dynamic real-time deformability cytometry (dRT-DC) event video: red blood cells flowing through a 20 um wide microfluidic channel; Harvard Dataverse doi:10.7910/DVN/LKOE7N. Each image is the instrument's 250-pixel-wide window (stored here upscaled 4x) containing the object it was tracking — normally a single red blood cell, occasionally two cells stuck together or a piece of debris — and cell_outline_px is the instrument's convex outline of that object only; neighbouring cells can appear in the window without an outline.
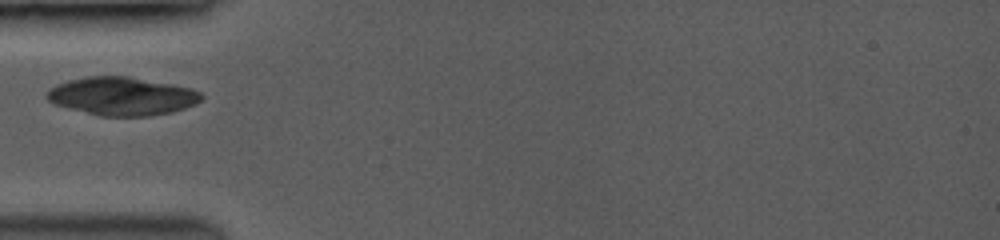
{"species": "common noctule bat (a hibernating species)", "species_latin": "Nyctalus noctula", "temperature_condition": "room temperature", "stored_images_in_passage": 26, "camera_frame_rate_fps": 3500, "um_per_image_px": 0.085, "animal": {"sex": "female", "body_mass_g": 19.0, "forearm_length_mm": 53.3}, "frame": {"image": 1, "passage_image": 1, "time_ms": 0.0, "image_size_px": [1000, 240], "cell_outline_px": [[204, 96], [200, 100], [184, 108], [172, 112], [148, 116], [100, 116], [56, 104], [48, 100], [48, 92], [56, 84], [68, 80], [88, 76], [128, 76], [188, 88], [200, 92]], "centroid_in_image_um": [10.36, 8.17], "position_along_channel_um": 74.6, "area_um2": 33.76}}
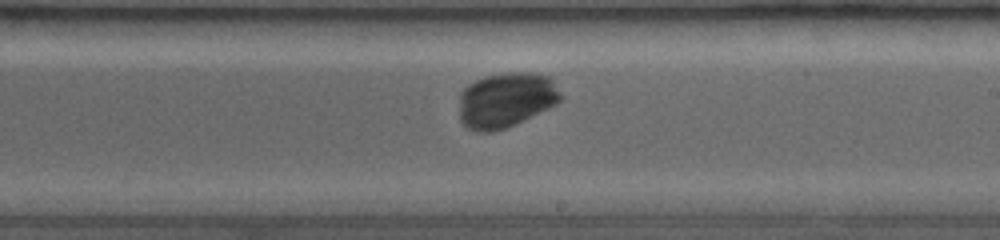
{"frame": {"image": 2, "passage_image": 14, "time_ms": 4.286, "image_size_px": [1000, 240], "cell_outline_px": [[560, 100], [508, 128], [492, 132], [476, 132], [468, 128], [460, 120], [460, 92], [468, 84], [484, 76], [504, 72], [532, 72], [548, 76], [552, 80], [560, 92]], "centroid_in_image_um": [42.95, 8.49], "position_along_channel_um": 246.0, "area_um2": 32.43}}
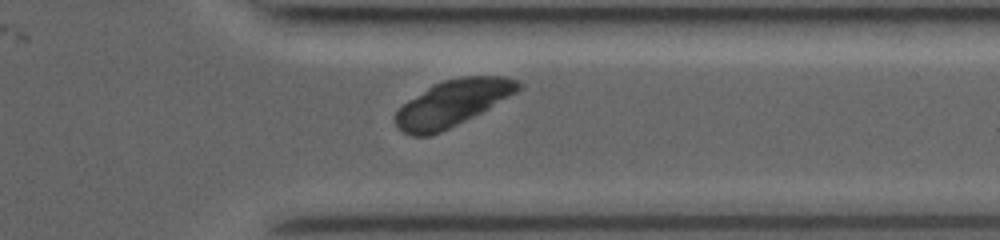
{"frame": {"image": 3, "passage_image": 23, "time_ms": 7.429, "image_size_px": [1000, 240], "cell_outline_px": [[520, 88], [516, 92], [488, 108], [432, 136], [412, 136], [404, 132], [396, 124], [392, 116], [408, 100], [432, 84], [444, 80], [464, 76], [504, 76], [516, 80], [520, 84]], "centroid_in_image_um": [38.41, 8.76], "position_along_channel_um": 373.0, "area_um2": 32.54}}